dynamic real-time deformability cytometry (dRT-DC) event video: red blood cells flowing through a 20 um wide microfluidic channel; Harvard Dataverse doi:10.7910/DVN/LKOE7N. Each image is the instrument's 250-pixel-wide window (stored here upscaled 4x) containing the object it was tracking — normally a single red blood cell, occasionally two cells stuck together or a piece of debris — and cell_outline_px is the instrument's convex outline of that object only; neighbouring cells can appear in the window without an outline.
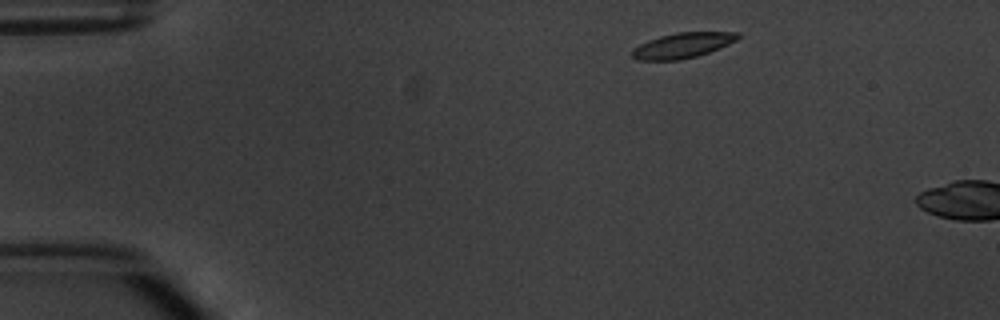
{"species": "common noctule bat (a hibernating species)", "species_latin": "Nyctalus noctula", "temperature_condition": "warm", "stored_images_in_passage": 2, "camera_frame_rate_fps": 3000, "um_per_image_px": 0.085, "animal": {"sex": "male", "body_mass_g": 20.1, "forearm_length_mm": 53.5}, "frame": {"image": 1, "passage_image": 1, "time_ms": 0.0, "image_size_px": [1000, 320], "cell_outline_px": [[740, 36], [736, 40], [720, 48], [696, 56], [680, 60], [636, 60], [632, 56], [632, 48], [648, 40], [660, 36], [676, 32], [740, 32]], "centroid_in_image_um": [58.0, 3.85], "position_along_channel_um": 27.0, "area_um2": 15.55}}